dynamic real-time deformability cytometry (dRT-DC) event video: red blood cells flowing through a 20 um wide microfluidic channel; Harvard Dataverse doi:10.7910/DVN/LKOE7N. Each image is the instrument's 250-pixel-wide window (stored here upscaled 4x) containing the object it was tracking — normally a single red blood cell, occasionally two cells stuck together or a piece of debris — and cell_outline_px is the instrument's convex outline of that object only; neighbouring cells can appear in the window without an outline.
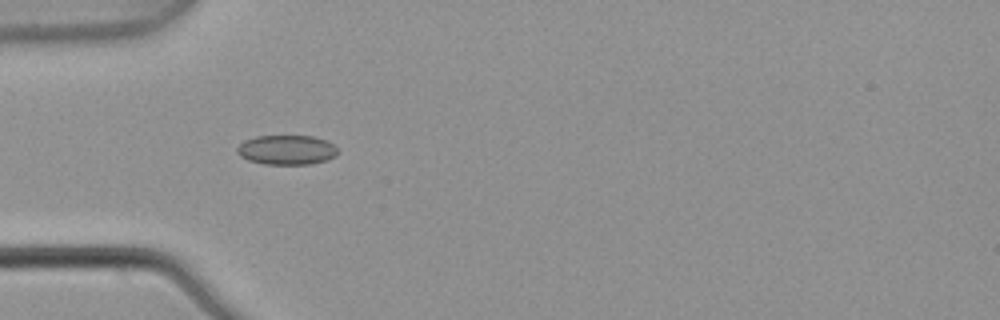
{"species": "common noctule bat (a hibernating species)", "species_latin": "Nyctalus noctula", "temperature_condition": "warm", "stored_images_in_passage": 7, "camera_frame_rate_fps": 3000, "um_per_image_px": 0.085, "animal": {"sex": "male", "body_mass_g": 21.5, "forearm_length_mm": 52.0}, "frame": {"image": 1, "passage_image": 4, "time_ms": 1.0, "image_size_px": [1000, 320], "cell_outline_px": [[340, 152], [336, 156], [328, 160], [308, 164], [264, 164], [248, 160], [240, 156], [236, 152], [236, 148], [244, 140], [256, 136], [312, 136], [324, 140], [332, 144]], "centroid_in_image_um": [24.36, 12.74], "position_along_channel_um": 60.6, "area_um2": 17.4}}
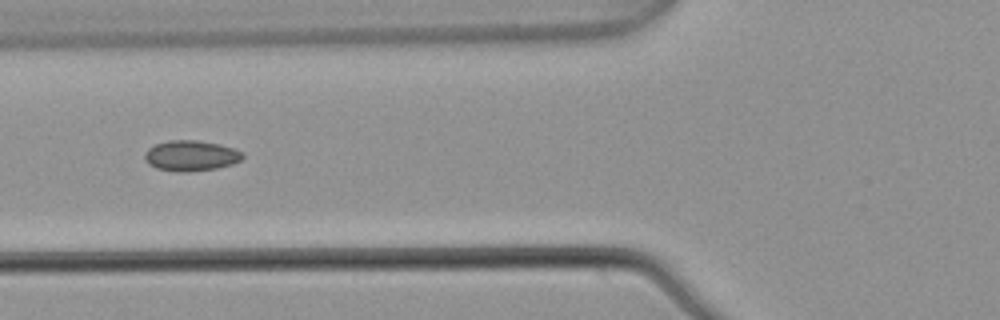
{"frame": {"image": 2, "passage_image": 5, "time_ms": 1.333, "image_size_px": [1000, 320], "cell_outline_px": [[244, 156], [240, 160], [232, 164], [216, 168], [188, 172], [176, 172], [156, 168], [148, 164], [144, 160], [144, 152], [148, 148], [156, 144], [168, 140], [196, 140], [220, 144], [244, 152]], "centroid_in_image_um": [16.2, 13.23], "position_along_channel_um": 109.6, "area_um2": 17.57}}
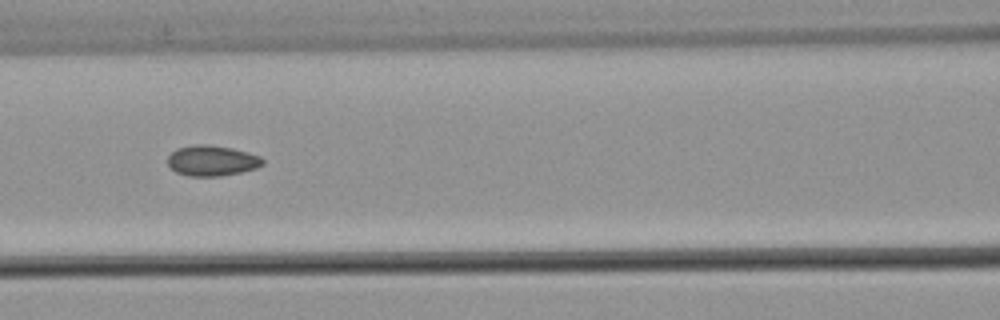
{"frame": {"image": 3, "passage_image": 6, "time_ms": 1.667, "image_size_px": [1000, 320], "cell_outline_px": [[264, 164], [256, 168], [240, 172], [220, 176], [188, 176], [176, 172], [168, 164], [168, 156], [176, 148], [196, 144], [208, 144], [232, 148], [248, 152], [260, 156], [264, 160]], "centroid_in_image_um": [18.02, 13.65], "position_along_channel_um": 148.6, "area_um2": 16.94}}